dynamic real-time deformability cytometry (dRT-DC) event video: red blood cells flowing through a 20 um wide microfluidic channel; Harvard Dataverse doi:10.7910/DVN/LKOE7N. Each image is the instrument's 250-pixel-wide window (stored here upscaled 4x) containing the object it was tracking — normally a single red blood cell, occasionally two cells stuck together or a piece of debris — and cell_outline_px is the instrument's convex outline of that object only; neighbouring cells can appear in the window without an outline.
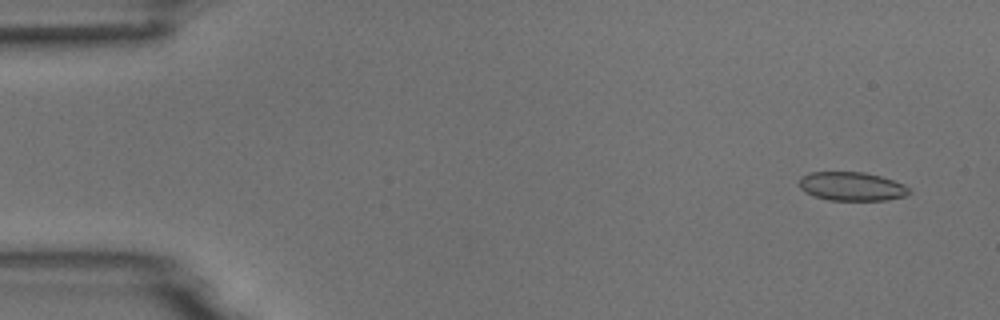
{"species": "common noctule bat (a hibernating species)", "species_latin": "Nyctalus noctula", "temperature_condition": "room temperature", "stored_images_in_passage": 55, "camera_frame_rate_fps": 3000, "um_per_image_px": 0.085, "animal": {"sex": "male", "body_mass_g": 18.8}, "frame": {"image": 1, "passage_image": 4, "time_ms": 1.0, "image_size_px": [1000, 320], "cell_outline_px": [[908, 192], [904, 196], [884, 200], [828, 200], [804, 192], [800, 188], [800, 180], [804, 176], [812, 172], [864, 172], [880, 176], [904, 184], [908, 188]], "centroid_in_image_um": [72.38, 15.84], "position_along_channel_um": 12.6, "area_um2": 18.09}}
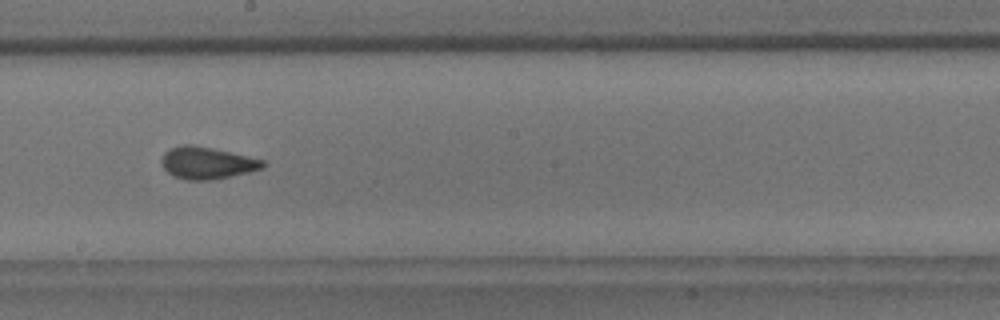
{"frame": {"image": 2, "passage_image": 31, "time_ms": 10.0, "image_size_px": [1000, 320], "cell_outline_px": [[268, 164], [264, 168], [248, 172], [212, 180], [184, 180], [172, 176], [164, 168], [160, 160], [164, 152], [172, 148], [184, 144], [192, 144], [212, 148], [264, 160]], "centroid_in_image_um": [17.59, 13.86], "position_along_channel_um": 230.6, "area_um2": 18.96}}
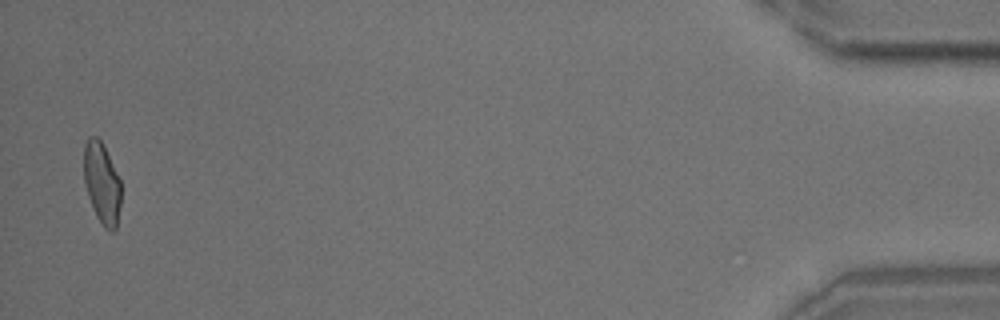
{"frame": {"image": 3, "passage_image": 54, "time_ms": 17.667, "image_size_px": [1000, 320], "cell_outline_px": [[120, 204], [116, 228], [112, 232], [108, 232], [104, 228], [96, 216], [88, 196], [84, 184], [84, 144], [88, 136], [96, 136], [100, 140], [120, 180]], "centroid_in_image_um": [8.64, 15.6], "position_along_channel_um": 426.6, "area_um2": 17.46}, "authors_computed_cell_mechanics": {"area_um2": 18.496, "velocity_mm_per_s": 3.7163, "shape_relaxation_time_tau1_ms": 6.5288, "shape_relaxation_time_tau2_ms": 1.3597, "deformation_change_tau1": 0.1404, "deformation_change_tau2": 0.0554}}